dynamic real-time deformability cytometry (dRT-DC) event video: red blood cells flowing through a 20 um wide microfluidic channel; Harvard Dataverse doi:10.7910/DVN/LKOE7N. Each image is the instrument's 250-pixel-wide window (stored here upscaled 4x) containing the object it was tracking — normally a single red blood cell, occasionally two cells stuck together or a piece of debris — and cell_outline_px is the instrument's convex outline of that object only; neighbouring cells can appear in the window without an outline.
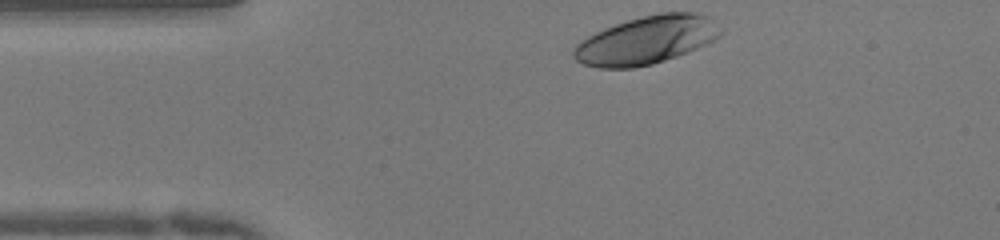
{"species": "human", "species_latin": "Homo sapiens", "temperature_condition": "warm", "stored_images_in_passage": 32, "camera_frame_rate_fps": 3000, "um_per_image_px": 0.085, "donor": {"sex": "female"}, "frame": {"image": 1, "passage_image": 1, "time_ms": 0.0, "image_size_px": [1000, 240], "cell_outline_px": [[724, 32], [720, 36], [696, 48], [676, 56], [652, 64], [632, 68], [596, 68], [584, 64], [576, 60], [572, 56], [572, 48], [580, 40], [604, 28], [628, 20], [660, 12], [700, 12], [708, 16], [724, 28]], "centroid_in_image_um": [54.95, 3.4], "position_along_channel_um": 30.1, "area_um2": 41.27}}
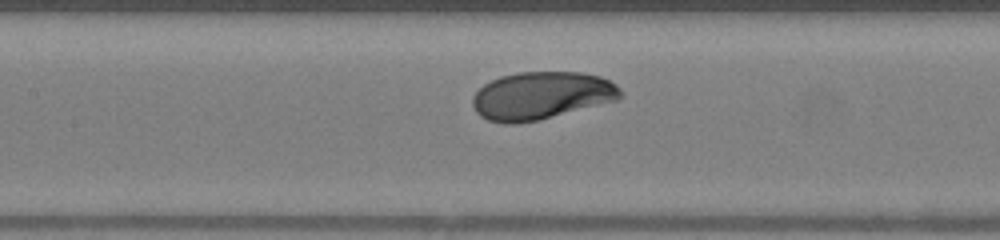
{"frame": {"image": 2, "passage_image": 14, "time_ms": 4.333, "image_size_px": [1000, 240], "cell_outline_px": [[624, 96], [620, 100], [536, 120], [516, 124], [504, 124], [488, 120], [480, 116], [476, 112], [472, 104], [472, 96], [484, 84], [500, 76], [516, 72], [580, 72], [600, 76], [616, 84], [620, 88]], "centroid_in_image_um": [46.03, 8.12], "position_along_channel_um": 161.4, "area_um2": 41.33}}
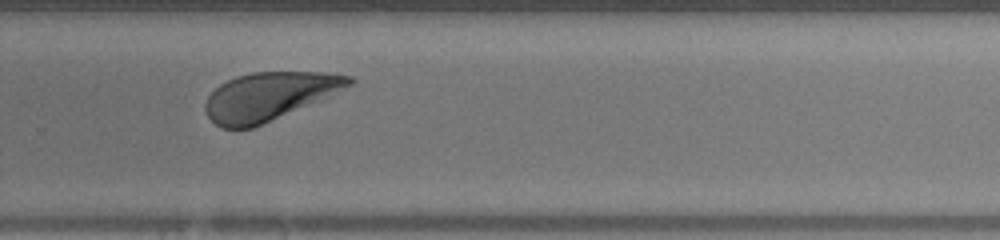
{"frame": {"image": 3, "passage_image": 25, "time_ms": 8.0, "image_size_px": [1000, 240], "cell_outline_px": [[356, 80], [352, 84], [344, 88], [252, 128], [220, 128], [208, 116], [204, 108], [204, 104], [208, 96], [220, 84], [236, 76], [252, 72], [324, 72], [352, 76]], "centroid_in_image_um": [22.82, 8.16], "position_along_channel_um": 307.0, "area_um2": 39.36}, "authors_computed_cell_mechanics": {"area_um2": 40.5756, "velocity_mm_per_s": 3.9864, "shape_relaxation_time_tau1_ms": 1.8928, "shape_relaxation_time_tau2_ms": null, "deformation_change_tau1": 0.1394, "deformation_change_tau2": null}}